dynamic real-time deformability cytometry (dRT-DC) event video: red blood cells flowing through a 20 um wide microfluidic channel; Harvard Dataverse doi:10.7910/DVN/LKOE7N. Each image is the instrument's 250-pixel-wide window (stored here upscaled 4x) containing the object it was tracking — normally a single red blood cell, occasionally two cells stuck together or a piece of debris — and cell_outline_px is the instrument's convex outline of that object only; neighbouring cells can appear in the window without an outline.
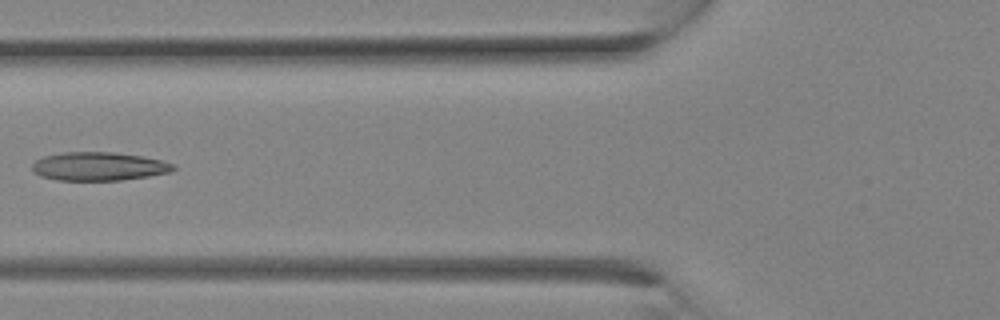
{"species": "Egyptian fruit bat (a non-hibernating species)", "species_latin": "Rousettus aegyptiacus", "temperature_condition": "room temperature", "stored_images_in_passage": 11, "camera_frame_rate_fps": 3000, "um_per_image_px": 0.085, "animal": {"sex": "female"}, "frame": {"image": 1, "passage_image": 5, "time_ms": 1.333, "image_size_px": [1000, 320], "cell_outline_px": [[176, 168], [168, 172], [148, 176], [120, 180], [56, 180], [40, 176], [32, 172], [32, 164], [36, 160], [44, 156], [64, 152], [116, 152], [140, 156], [160, 160], [176, 164]], "centroid_in_image_um": [8.36, 14.14], "position_along_channel_um": 117.4, "area_um2": 23.41}}
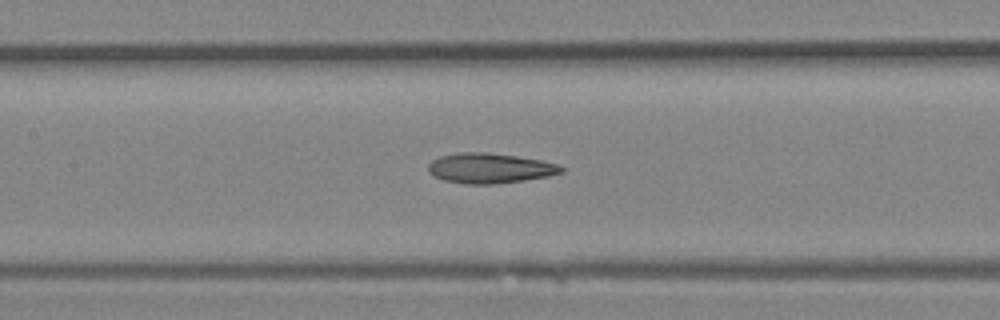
{"frame": {"image": 2, "passage_image": 7, "time_ms": 2.0, "image_size_px": [1000, 320], "cell_outline_px": [[564, 172], [548, 176], [524, 180], [492, 184], [468, 184], [444, 180], [432, 176], [428, 172], [428, 164], [432, 160], [440, 156], [460, 152], [488, 152], [516, 156], [540, 160], [556, 164], [564, 168]], "centroid_in_image_um": [41.6, 14.29], "position_along_channel_um": 165.8, "area_um2": 23.29}}
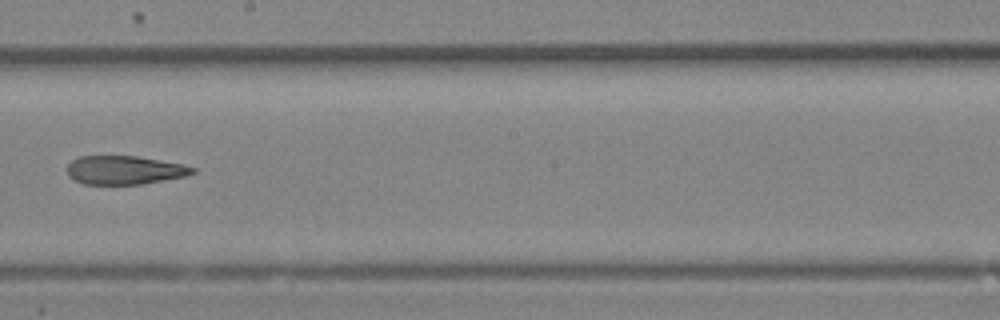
{"frame": {"image": 3, "passage_image": 10, "time_ms": 3.0, "image_size_px": [1000, 320], "cell_outline_px": [[196, 172], [184, 176], [140, 184], [84, 184], [68, 176], [68, 164], [72, 160], [80, 156], [136, 156], [184, 164], [196, 168]], "centroid_in_image_um": [10.59, 14.45], "position_along_channel_um": 237.6, "area_um2": 20.75}}